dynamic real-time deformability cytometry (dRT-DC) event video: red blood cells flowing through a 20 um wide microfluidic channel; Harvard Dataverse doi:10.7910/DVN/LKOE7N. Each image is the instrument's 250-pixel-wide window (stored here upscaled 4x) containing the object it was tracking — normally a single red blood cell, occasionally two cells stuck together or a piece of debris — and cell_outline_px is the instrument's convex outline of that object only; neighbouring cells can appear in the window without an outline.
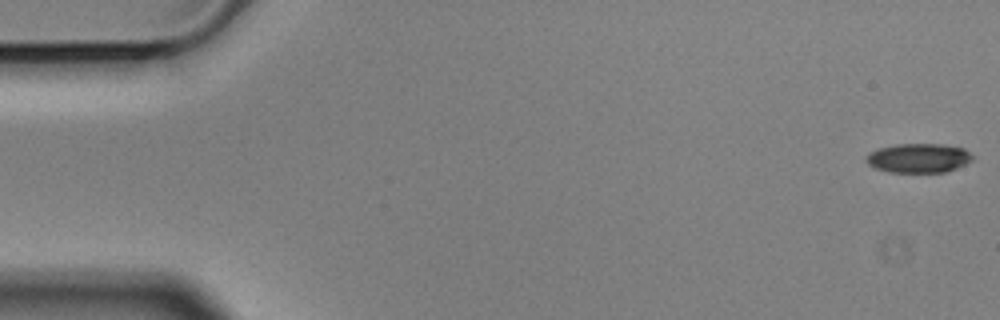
{"species": "Egyptian fruit bat (a non-hibernating species)", "species_latin": "Rousettus aegyptiacus", "temperature_condition": "cold", "stored_images_in_passage": 57, "camera_frame_rate_fps": 3000, "um_per_image_px": 0.085, "animal": {"sex": "male"}, "frame": {"image": 1, "passage_image": 1, "time_ms": 0.0, "image_size_px": [1000, 320], "cell_outline_px": [[972, 160], [956, 168], [944, 172], [888, 172], [876, 168], [868, 164], [864, 160], [872, 152], [880, 148], [896, 144], [944, 144], [964, 148], [972, 156]], "centroid_in_image_um": [78.08, 13.43], "position_along_channel_um": 6.9, "area_um2": 17.92}}
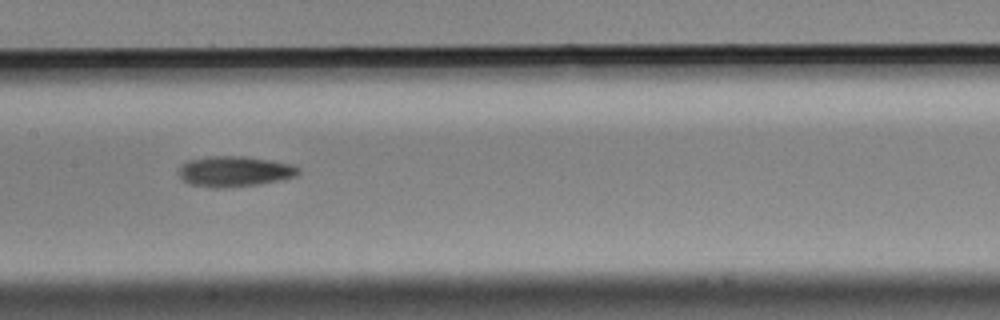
{"frame": {"image": 2, "passage_image": 28, "time_ms": 9.0, "image_size_px": [1000, 320], "cell_outline_px": [[300, 172], [296, 176], [284, 180], [256, 184], [220, 188], [212, 188], [192, 184], [184, 180], [180, 176], [180, 168], [188, 160], [208, 156], [244, 156], [272, 160], [292, 164], [300, 168]], "centroid_in_image_um": [20.0, 14.56], "position_along_channel_um": 187.4, "area_um2": 21.21}}
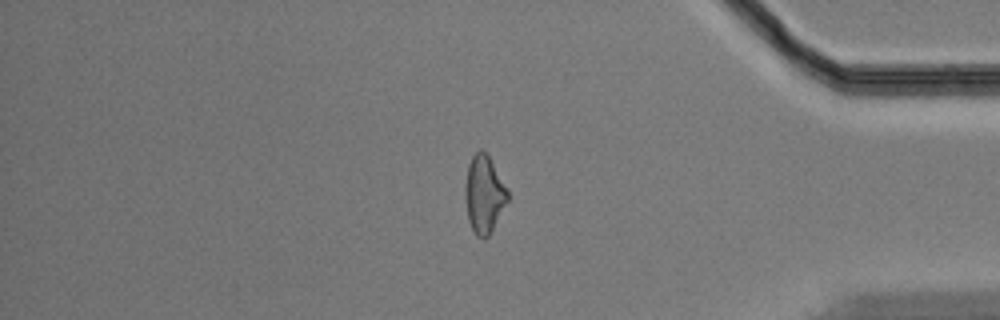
{"frame": {"image": 3, "passage_image": 48, "time_ms": 15.667, "image_size_px": [1000, 320], "cell_outline_px": [[508, 200], [488, 236], [484, 240], [476, 236], [468, 220], [464, 196], [464, 188], [468, 164], [472, 156], [480, 148], [488, 156], [508, 188]], "centroid_in_image_um": [41.13, 16.51], "position_along_channel_um": 394.1, "area_um2": 19.19}, "authors_computed_cell_mechanics": {"area_um2": 19.5942, "velocity_mm_per_s": 3.5167, "shape_relaxation_time_tau1_ms": 10.1673, "shape_relaxation_time_tau2_ms": null, "deformation_change_tau1": 0.2065, "deformation_change_tau2": null}}